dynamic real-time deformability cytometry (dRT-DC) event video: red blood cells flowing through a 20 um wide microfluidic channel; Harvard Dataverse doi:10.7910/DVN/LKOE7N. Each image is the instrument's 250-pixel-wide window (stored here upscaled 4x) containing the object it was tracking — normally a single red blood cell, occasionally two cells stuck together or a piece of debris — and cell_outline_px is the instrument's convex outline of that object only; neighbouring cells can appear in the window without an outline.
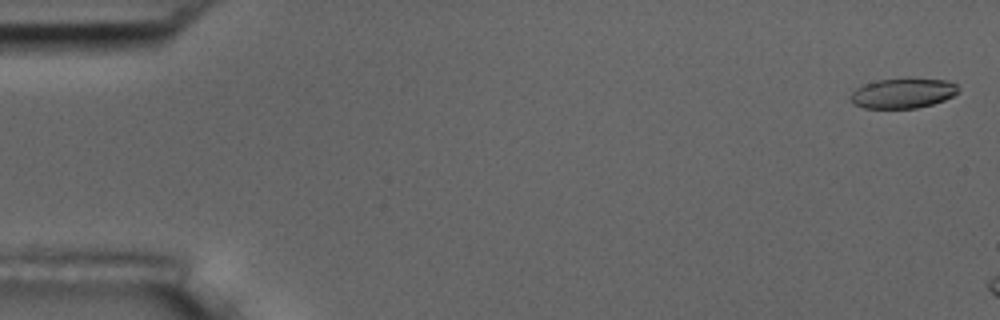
{"species": "common noctule bat (a hibernating species)", "species_latin": "Nyctalus noctula", "temperature_condition": "room temperature", "stored_images_in_passage": 4, "camera_frame_rate_fps": 3000, "um_per_image_px": 0.085, "animal": {"sex": "male", "body_mass_g": 17.5, "forearm_length_mm": 52.3}, "frame": {"image": 1, "passage_image": 1, "time_ms": 0.0, "image_size_px": [1000, 320], "cell_outline_px": [[960, 92], [944, 100], [932, 104], [916, 108], [864, 108], [852, 104], [852, 92], [856, 88], [864, 84], [876, 80], [908, 76], [948, 80], [956, 84]], "centroid_in_image_um": [76.78, 7.88], "position_along_channel_um": 8.2, "area_um2": 19.42}}